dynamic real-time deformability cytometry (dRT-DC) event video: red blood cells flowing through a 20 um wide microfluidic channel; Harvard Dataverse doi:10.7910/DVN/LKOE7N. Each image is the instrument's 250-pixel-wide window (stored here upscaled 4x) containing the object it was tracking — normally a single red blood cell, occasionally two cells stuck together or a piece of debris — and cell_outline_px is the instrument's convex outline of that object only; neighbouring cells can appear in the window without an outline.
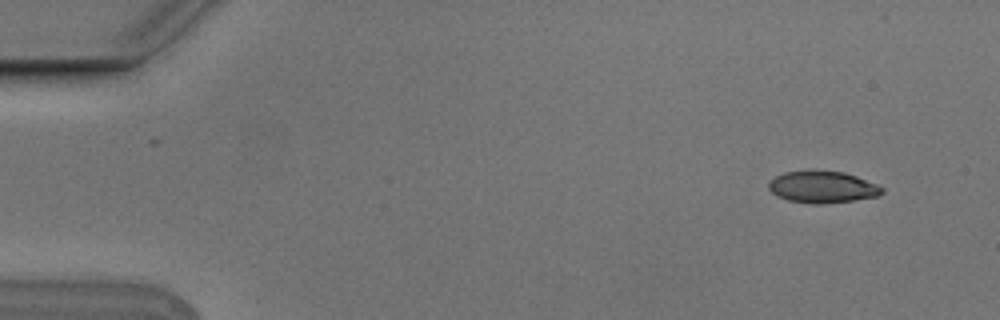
{"species": "Egyptian fruit bat (a non-hibernating species)", "species_latin": "Rousettus aegyptiacus", "temperature_condition": "cold", "stored_images_in_passage": 6, "camera_frame_rate_fps": 3000, "um_per_image_px": 0.085, "animal": {"sex": "male"}, "frame": {"image": 1, "passage_image": 2, "time_ms": 0.333, "image_size_px": [1000, 320], "cell_outline_px": [[884, 192], [876, 196], [852, 200], [820, 204], [812, 204], [788, 200], [776, 196], [768, 188], [768, 184], [776, 176], [784, 172], [844, 172], [856, 176], [876, 184], [884, 188]], "centroid_in_image_um": [69.9, 15.92], "position_along_channel_um": 15.1, "area_um2": 20.46}}
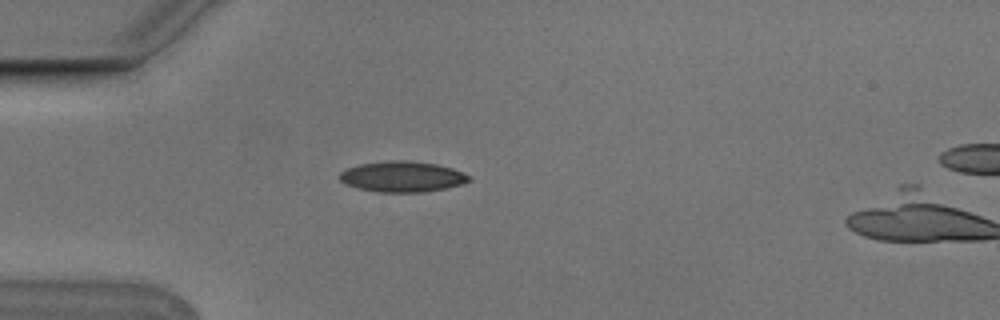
{"frame": {"image": 2, "passage_image": 5, "time_ms": 1.333, "image_size_px": [1000, 320], "cell_outline_px": [[472, 180], [464, 184], [424, 192], [380, 192], [360, 188], [348, 184], [340, 180], [336, 176], [340, 172], [348, 168], [360, 164], [388, 160], [408, 160], [436, 164], [452, 168], [468, 176]], "centroid_in_image_um": [34.19, 15.0], "position_along_channel_um": 50.8, "area_um2": 23.0}}